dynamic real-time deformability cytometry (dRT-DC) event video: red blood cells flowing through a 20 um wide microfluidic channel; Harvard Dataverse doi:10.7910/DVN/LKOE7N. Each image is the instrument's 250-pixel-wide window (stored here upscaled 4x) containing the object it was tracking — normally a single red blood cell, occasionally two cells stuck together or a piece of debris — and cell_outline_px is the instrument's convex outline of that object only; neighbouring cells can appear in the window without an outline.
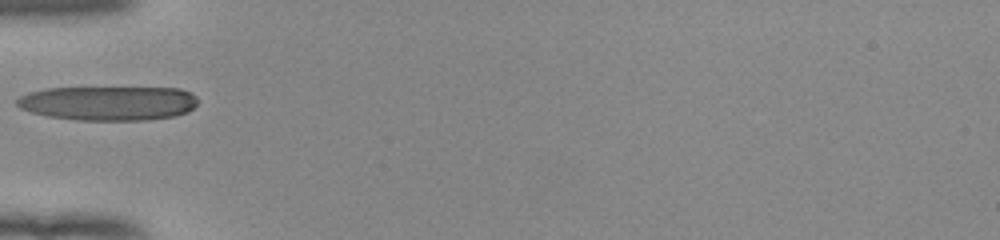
{"species": "human", "species_latin": "Homo sapiens", "temperature_condition": "room temperature", "stored_images_in_passage": 35, "camera_frame_rate_fps": 3000, "um_per_image_px": 0.085, "donor": {"sex": "female"}, "frame": {"image": 1, "passage_image": 1, "time_ms": 0.0, "image_size_px": [1000, 240], "cell_outline_px": [[196, 104], [188, 112], [176, 116], [148, 120], [76, 120], [48, 116], [32, 112], [20, 108], [16, 104], [16, 100], [20, 96], [28, 92], [44, 88], [180, 88], [192, 92], [196, 96]], "centroid_in_image_um": [9.22, 8.77], "position_along_channel_um": 75.8, "area_um2": 36.41}}
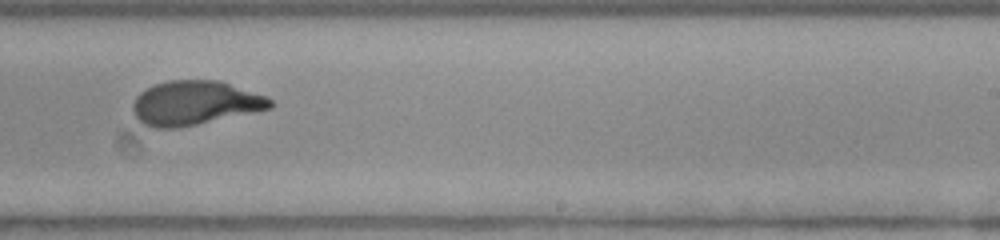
{"frame": {"image": 2, "passage_image": 16, "time_ms": 5.0, "image_size_px": [1000, 240], "cell_outline_px": [[276, 104], [272, 108], [180, 128], [152, 128], [144, 124], [136, 116], [132, 108], [132, 104], [136, 96], [140, 92], [156, 84], [168, 80], [216, 80], [264, 96], [272, 100]], "centroid_in_image_um": [16.54, 8.77], "position_along_channel_um": 272.5, "area_um2": 35.08}}
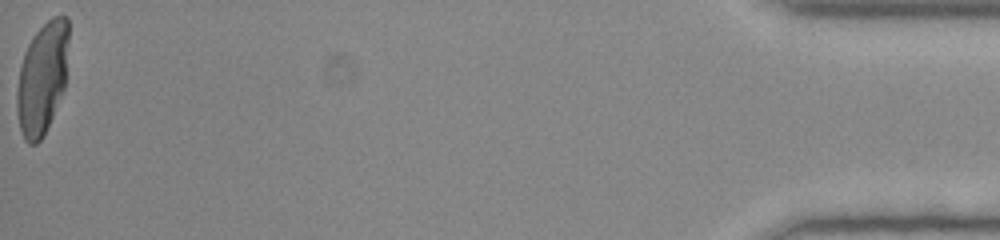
{"frame": {"image": 3, "passage_image": 35, "time_ms": 11.333, "image_size_px": [1000, 240], "cell_outline_px": [[68, 40], [64, 88], [44, 136], [36, 144], [28, 144], [24, 140], [20, 128], [16, 108], [16, 92], [20, 64], [24, 52], [28, 44], [36, 32], [52, 16], [68, 16]], "centroid_in_image_um": [3.57, 6.65], "position_along_channel_um": 431.6, "area_um2": 33.7}}